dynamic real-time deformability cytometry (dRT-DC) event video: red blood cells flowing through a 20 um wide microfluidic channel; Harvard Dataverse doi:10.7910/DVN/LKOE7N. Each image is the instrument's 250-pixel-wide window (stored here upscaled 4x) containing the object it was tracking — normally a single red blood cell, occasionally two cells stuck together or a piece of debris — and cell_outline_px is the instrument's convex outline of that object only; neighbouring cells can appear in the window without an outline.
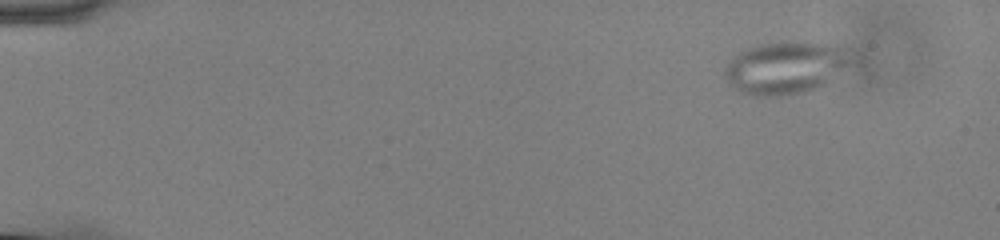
{"species": "common noctule bat (a hibernating species)", "species_latin": "Nyctalus noctula", "temperature_condition": "cold", "stored_images_in_passage": 57, "camera_frame_rate_fps": 3000, "um_per_image_px": 0.085, "animal": {"sex": "male", "body_mass_g": 13.0, "forearm_length_mm": 53.1}, "frame": {"image": 1, "passage_image": 6, "time_ms": 1.667, "image_size_px": [1000, 240], "cell_outline_px": [[864, 64], [808, 92], [780, 96], [756, 96], [740, 92], [728, 84], [724, 76], [724, 68], [732, 56], [756, 44], [804, 40], [832, 44], [864, 56]], "centroid_in_image_um": [67.02, 5.73], "position_along_channel_um": 18.0, "area_um2": 41.15}}
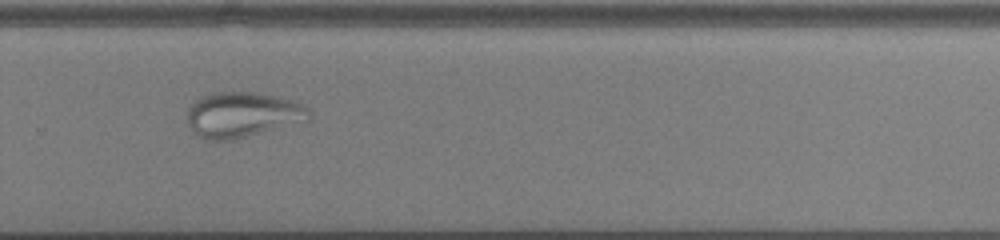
{"frame": {"image": 2, "passage_image": 40, "time_ms": 13.0, "image_size_px": [1000, 240], "cell_outline_px": [[312, 116], [308, 120], [232, 140], [204, 140], [192, 132], [188, 124], [188, 108], [200, 96], [212, 92], [256, 92], [296, 100], [308, 108], [312, 112]], "centroid_in_image_um": [20.61, 9.74], "position_along_channel_um": 309.2, "area_um2": 32.43}}
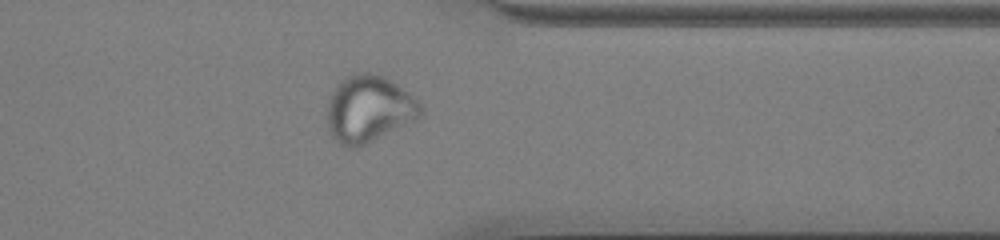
{"frame": {"image": 3, "passage_image": 46, "time_ms": 15.0, "image_size_px": [1000, 240], "cell_outline_px": [[424, 108], [420, 116], [416, 120], [356, 148], [348, 148], [340, 144], [332, 136], [328, 128], [328, 100], [336, 84], [348, 76], [356, 72], [368, 72], [384, 76], [396, 84], [412, 96]], "centroid_in_image_um": [31.34, 9.26], "position_along_channel_um": 380.1, "area_um2": 36.13}}